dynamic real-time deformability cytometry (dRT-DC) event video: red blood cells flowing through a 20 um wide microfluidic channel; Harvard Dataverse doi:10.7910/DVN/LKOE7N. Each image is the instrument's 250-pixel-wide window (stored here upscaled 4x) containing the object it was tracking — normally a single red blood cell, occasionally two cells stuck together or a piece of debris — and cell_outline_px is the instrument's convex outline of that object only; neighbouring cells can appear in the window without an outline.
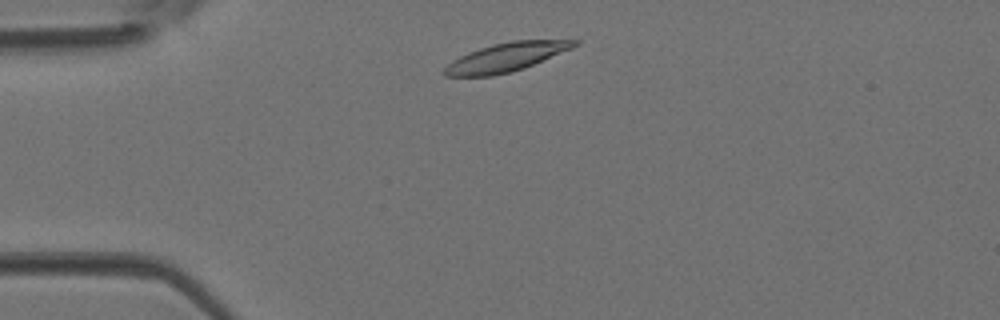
{"species": "Egyptian fruit bat (a non-hibernating species)", "species_latin": "Rousettus aegyptiacus", "temperature_condition": "room temperature", "stored_images_in_passage": 32, "camera_frame_rate_fps": 3000, "um_per_image_px": 0.085, "animal": {"sex": "female"}, "frame": {"image": 1, "passage_image": 3, "time_ms": 0.667, "image_size_px": [1000, 320], "cell_outline_px": [[580, 44], [572, 48], [524, 68], [512, 72], [492, 76], [444, 76], [440, 72], [452, 60], [468, 52], [492, 44], [512, 40], [580, 40]], "centroid_in_image_um": [42.99, 4.87], "position_along_channel_um": 42.0, "area_um2": 21.79}}
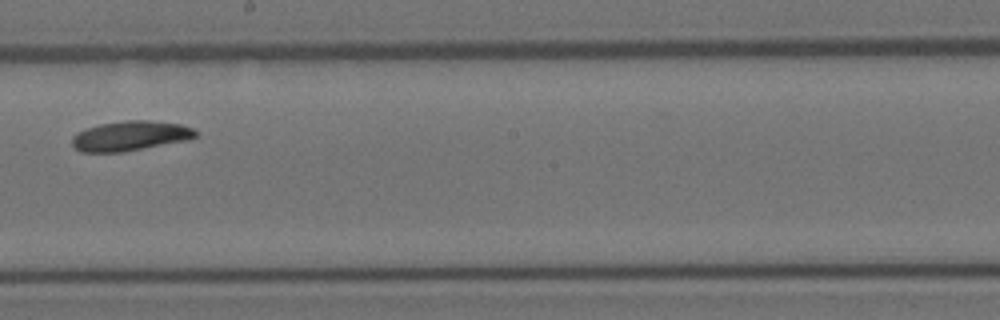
{"frame": {"image": 2, "passage_image": 18, "time_ms": 5.667, "image_size_px": [1000, 320], "cell_outline_px": [[200, 132], [196, 136], [188, 140], [124, 152], [80, 152], [72, 144], [72, 136], [88, 128], [100, 124], [128, 120], [148, 120], [180, 124], [192, 128]], "centroid_in_image_um": [11.11, 11.56], "position_along_channel_um": 237.1, "area_um2": 21.39}}
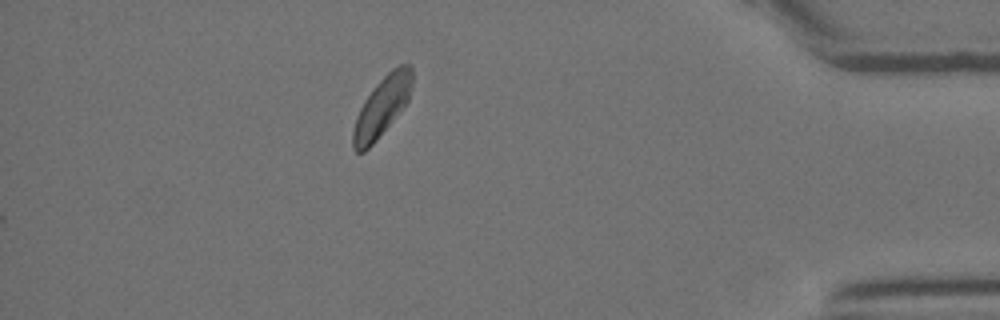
{"frame": {"image": 3, "passage_image": 32, "time_ms": 10.333, "image_size_px": [1000, 320], "cell_outline_px": [[412, 80], [408, 100], [376, 140], [364, 152], [356, 152], [352, 148], [352, 132], [356, 116], [364, 100], [372, 88], [392, 68], [400, 64], [412, 64]], "centroid_in_image_um": [32.43, 9.05], "position_along_channel_um": 402.8, "area_um2": 20.23}}